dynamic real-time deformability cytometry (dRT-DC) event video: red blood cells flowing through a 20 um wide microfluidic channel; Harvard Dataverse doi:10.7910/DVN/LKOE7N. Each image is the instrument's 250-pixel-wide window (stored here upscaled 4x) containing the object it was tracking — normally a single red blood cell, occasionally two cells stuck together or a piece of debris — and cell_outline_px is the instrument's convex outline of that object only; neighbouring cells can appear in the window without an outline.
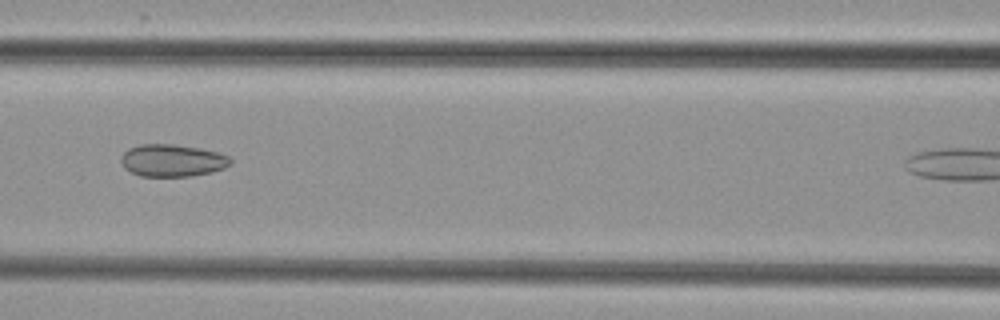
{"species": "common noctule bat (a hibernating species)", "species_latin": "Nyctalus noctula", "temperature_condition": "cold", "stored_images_in_passage": 5, "camera_frame_rate_fps": 3000, "um_per_image_px": 0.085, "animal": {"sex": "female", "body_mass_g": 29.2, "forearm_length_mm": 56.3}, "frame": {"image": 1, "passage_image": 4, "time_ms": 4.333, "image_size_px": [1000, 320], "cell_outline_px": [[232, 164], [224, 168], [212, 172], [192, 176], [140, 176], [124, 168], [120, 160], [120, 156], [128, 148], [140, 144], [172, 144], [200, 148], [216, 152], [228, 156], [232, 160]], "centroid_in_image_um": [14.63, 13.64], "position_along_channel_um": 152.0, "area_um2": 20.69}}